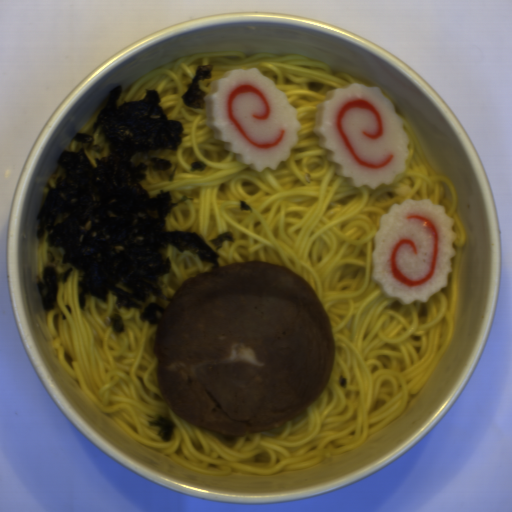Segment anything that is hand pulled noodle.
Instances as JSON below:
<instances>
[{
  "mask_svg": "<svg viewBox=\"0 0 512 512\" xmlns=\"http://www.w3.org/2000/svg\"><path fill=\"white\" fill-rule=\"evenodd\" d=\"M214 64L213 78L202 80L210 93L214 80L231 69L256 68L285 92L298 112L302 130L286 162L257 173L236 161L215 139L205 109L188 108L181 96L198 65ZM364 84L330 65L298 54L203 52L158 67L133 82L117 104L142 101L147 89L160 96L167 120L182 123L178 150L135 153L133 166L148 165L141 185L149 197L169 190L174 202L166 230L196 232L219 254V268L242 261L269 262L300 276L314 292L332 328L333 367L317 400L277 429L228 436L204 430L165 403L154 355L159 325L140 321L137 309L79 300L80 273L62 263L63 247L37 243L39 276L51 251L57 273L72 272L57 284L56 308L46 311L53 349L66 371L97 406L140 445L162 453L190 472L206 475L270 476L308 469L361 446L394 422L441 363L454 335L461 261L466 231L457 213V190L448 176L429 163L413 126L398 112L407 136L404 174L375 190L354 187L335 172L314 133L318 104L337 87ZM172 161L153 171L150 158ZM201 160L203 172H189ZM430 199L453 218L454 257L448 285L423 303L400 305L372 281L371 254L380 217L395 202ZM245 201L252 212L240 211ZM231 231L235 242L216 250L209 240ZM120 314L125 331L109 324ZM156 414L177 426L170 442L148 425Z\"/></svg>",
  "mask_w": 512,
  "mask_h": 512,
  "instance_id": "hand-pulled-noodle-1",
  "label": "hand pulled noodle"
},
{
  "mask_svg": "<svg viewBox=\"0 0 512 512\" xmlns=\"http://www.w3.org/2000/svg\"><path fill=\"white\" fill-rule=\"evenodd\" d=\"M165 256L171 260V268L169 274L159 279L158 287L161 297L168 304L184 282L200 272L212 270L211 265L202 262L199 256L189 250L180 252L168 245Z\"/></svg>",
  "mask_w": 512,
  "mask_h": 512,
  "instance_id": "hand-pulled-noodle-2",
  "label": "hand pulled noodle"
},
{
  "mask_svg": "<svg viewBox=\"0 0 512 512\" xmlns=\"http://www.w3.org/2000/svg\"><path fill=\"white\" fill-rule=\"evenodd\" d=\"M103 109L100 108L92 118L82 127L79 133H86L92 136V143H79L75 139L71 143L68 151H76L78 152L80 149L85 153L91 163L98 167L95 163V159H102L108 157L110 154L109 145L104 135L98 132H93V124L98 116V114Z\"/></svg>",
  "mask_w": 512,
  "mask_h": 512,
  "instance_id": "hand-pulled-noodle-3",
  "label": "hand pulled noodle"
}]
</instances>
